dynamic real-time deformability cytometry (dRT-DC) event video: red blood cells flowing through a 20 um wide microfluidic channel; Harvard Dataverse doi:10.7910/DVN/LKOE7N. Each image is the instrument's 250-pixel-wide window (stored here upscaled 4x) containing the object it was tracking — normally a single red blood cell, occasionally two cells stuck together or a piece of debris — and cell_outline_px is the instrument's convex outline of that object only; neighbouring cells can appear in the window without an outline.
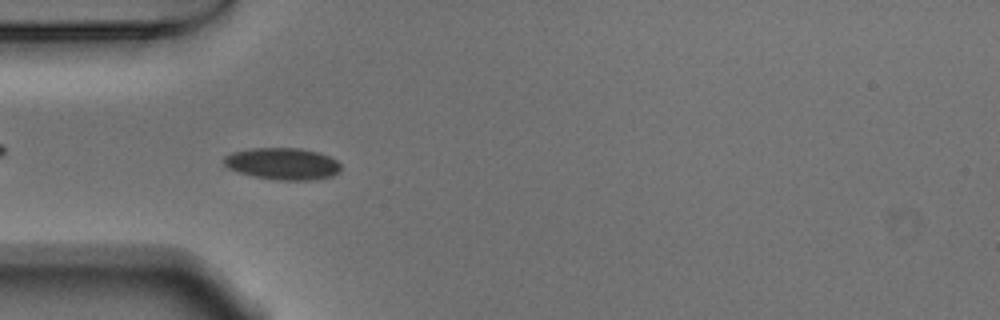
{"species": "Egyptian fruit bat (a non-hibernating species)", "species_latin": "Rousettus aegyptiacus", "temperature_condition": "warm", "stored_images_in_passage": 42, "camera_frame_rate_fps": 3000, "um_per_image_px": 0.085, "animal": {"sex": "male"}, "frame": {"image": 1, "passage_image": 16, "time_ms": 5.0, "image_size_px": [1000, 320], "cell_outline_px": [[340, 172], [332, 176], [312, 180], [280, 180], [256, 176], [240, 172], [228, 168], [224, 164], [224, 156], [232, 152], [252, 148], [300, 148], [320, 152], [336, 160], [340, 164]], "centroid_in_image_um": [24.05, 13.91], "position_along_channel_um": 61.0, "area_um2": 21.62}}
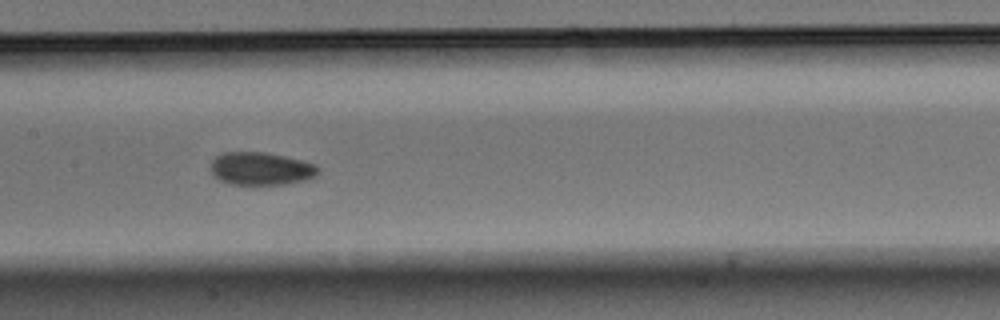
{"frame": {"image": 2, "passage_image": 26, "time_ms": 8.333, "image_size_px": [1000, 320], "cell_outline_px": [[320, 168], [312, 176], [304, 180], [288, 184], [228, 184], [212, 176], [208, 168], [212, 160], [220, 152], [264, 152], [284, 156], [316, 164]], "centroid_in_image_um": [22.08, 14.33], "position_along_channel_um": 185.3, "area_um2": 20.69}}
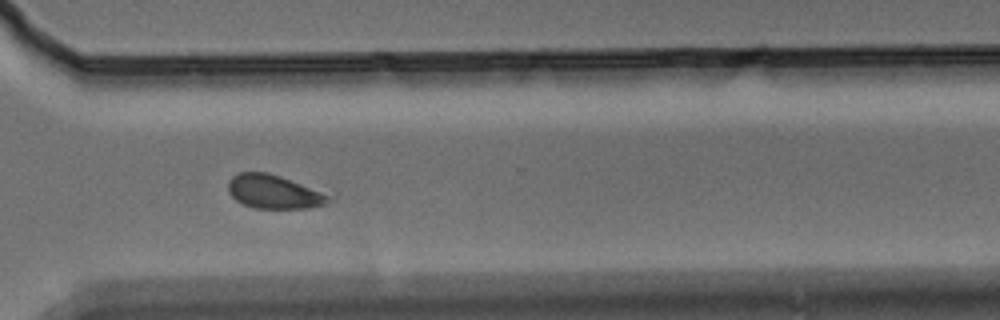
{"frame": {"image": 3, "passage_image": 39, "time_ms": 12.667, "image_size_px": [1000, 320], "cell_outline_px": [[336, 200], [324, 204], [308, 208], [256, 208], [244, 204], [236, 200], [228, 192], [228, 180], [232, 176], [240, 172], [268, 172], [280, 176], [336, 196]], "centroid_in_image_um": [23.34, 16.3], "position_along_channel_um": 347.3, "area_um2": 20.0}}